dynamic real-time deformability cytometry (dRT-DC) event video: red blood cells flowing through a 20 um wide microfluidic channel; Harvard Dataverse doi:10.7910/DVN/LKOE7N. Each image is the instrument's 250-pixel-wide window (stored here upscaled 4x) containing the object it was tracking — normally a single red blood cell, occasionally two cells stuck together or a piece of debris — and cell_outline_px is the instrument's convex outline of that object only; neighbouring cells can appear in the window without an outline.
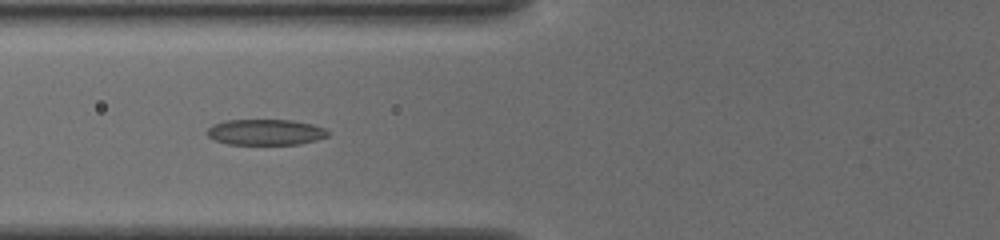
{"species": "common noctule bat (a hibernating species)", "species_latin": "Nyctalus noctula", "temperature_condition": "cold", "stored_images_in_passage": 38, "camera_frame_rate_fps": 3000, "um_per_image_px": 0.085, "animal": {"sex": "female", "body_mass_g": 19.5, "forearm_length_mm": 54.1}, "frame": {"image": 1, "passage_image": 7, "time_ms": 2.0, "image_size_px": [1000, 240], "cell_outline_px": [[328, 136], [316, 140], [300, 144], [228, 144], [216, 140], [208, 136], [204, 132], [212, 124], [224, 120], [292, 120], [312, 124], [324, 128], [328, 132]], "centroid_in_image_um": [22.54, 11.23], "position_along_channel_um": 103.3, "area_um2": 18.21}}
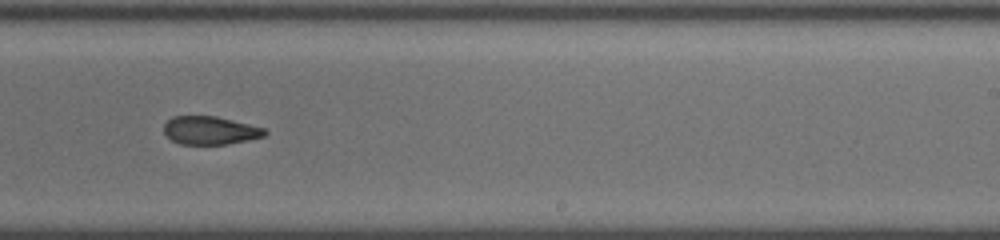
{"frame": {"image": 2, "passage_image": 20, "time_ms": 6.333, "image_size_px": [1000, 240], "cell_outline_px": [[268, 132], [264, 136], [248, 140], [228, 144], [180, 144], [172, 140], [164, 132], [164, 124], [172, 116], [216, 116], [264, 128]], "centroid_in_image_um": [17.85, 11.08], "position_along_channel_um": 271.1, "area_um2": 16.47}}
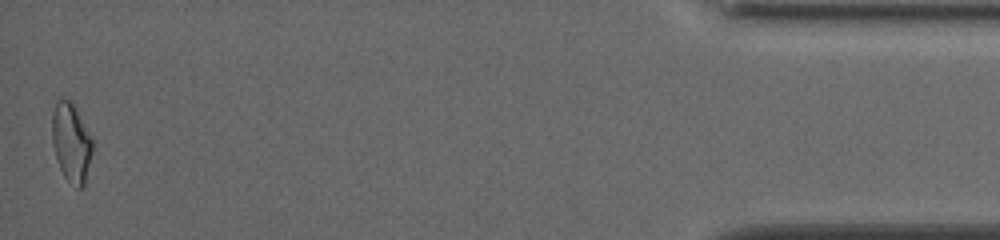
{"frame": {"image": 3, "passage_image": 38, "time_ms": 12.333, "image_size_px": [1000, 240], "cell_outline_px": [[92, 152], [84, 184], [80, 188], [76, 188], [64, 176], [60, 168], [52, 144], [52, 112], [56, 100], [68, 100], [76, 108], [92, 140]], "centroid_in_image_um": [6.03, 12.12], "position_along_channel_um": 429.2, "area_um2": 18.21}, "authors_computed_cell_mechanics": {"area_um2": 17.8891, "velocity_mm_per_s": 3.8876, "shape_relaxation_time_tau1_ms": null, "shape_relaxation_time_tau2_ms": 2.847, "deformation_change_tau1": null, "deformation_change_tau2": 0.1087}}